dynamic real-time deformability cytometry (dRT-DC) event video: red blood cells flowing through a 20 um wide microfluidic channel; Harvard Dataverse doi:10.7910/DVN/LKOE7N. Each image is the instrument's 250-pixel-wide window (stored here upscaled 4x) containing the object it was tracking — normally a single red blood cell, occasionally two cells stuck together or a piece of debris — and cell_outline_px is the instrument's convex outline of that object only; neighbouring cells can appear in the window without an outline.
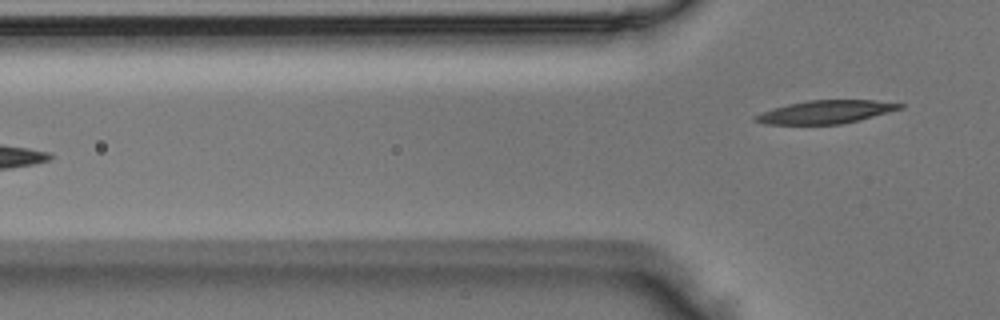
{"species": "Egyptian fruit bat (a non-hibernating species)", "species_latin": "Rousettus aegyptiacus", "temperature_condition": "room temperature", "stored_images_in_passage": 3, "camera_frame_rate_fps": 3000, "um_per_image_px": 0.085, "animal": {"sex": "male"}, "frame": {"image": 1, "passage_image": 3, "time_ms": 0.667, "image_size_px": [1000, 320], "cell_outline_px": [[904, 108], [860, 120], [840, 124], [764, 124], [752, 120], [752, 116], [788, 104], [808, 100], [872, 100], [904, 104]], "centroid_in_image_um": [70.2, 9.52], "position_along_channel_um": 55.6, "area_um2": 19.36}}